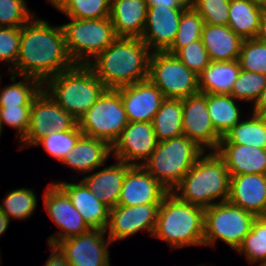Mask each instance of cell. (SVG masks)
<instances>
[{
	"label": "cell",
	"instance_id": "cell-6",
	"mask_svg": "<svg viewBox=\"0 0 266 266\" xmlns=\"http://www.w3.org/2000/svg\"><path fill=\"white\" fill-rule=\"evenodd\" d=\"M204 152L195 142L182 135L157 142L149 159L141 165L172 192Z\"/></svg>",
	"mask_w": 266,
	"mask_h": 266
},
{
	"label": "cell",
	"instance_id": "cell-34",
	"mask_svg": "<svg viewBox=\"0 0 266 266\" xmlns=\"http://www.w3.org/2000/svg\"><path fill=\"white\" fill-rule=\"evenodd\" d=\"M236 251L244 253L250 263L260 262L257 266L266 265V216L256 217L250 232Z\"/></svg>",
	"mask_w": 266,
	"mask_h": 266
},
{
	"label": "cell",
	"instance_id": "cell-30",
	"mask_svg": "<svg viewBox=\"0 0 266 266\" xmlns=\"http://www.w3.org/2000/svg\"><path fill=\"white\" fill-rule=\"evenodd\" d=\"M206 100L215 131L223 137L240 122L241 113L236 105V99L230 94H206Z\"/></svg>",
	"mask_w": 266,
	"mask_h": 266
},
{
	"label": "cell",
	"instance_id": "cell-29",
	"mask_svg": "<svg viewBox=\"0 0 266 266\" xmlns=\"http://www.w3.org/2000/svg\"><path fill=\"white\" fill-rule=\"evenodd\" d=\"M182 99L165 98L154 115L152 125L158 142L183 134Z\"/></svg>",
	"mask_w": 266,
	"mask_h": 266
},
{
	"label": "cell",
	"instance_id": "cell-16",
	"mask_svg": "<svg viewBox=\"0 0 266 266\" xmlns=\"http://www.w3.org/2000/svg\"><path fill=\"white\" fill-rule=\"evenodd\" d=\"M152 122H129L114 142V158L129 165H141L149 159L157 145ZM137 162V163H136Z\"/></svg>",
	"mask_w": 266,
	"mask_h": 266
},
{
	"label": "cell",
	"instance_id": "cell-46",
	"mask_svg": "<svg viewBox=\"0 0 266 266\" xmlns=\"http://www.w3.org/2000/svg\"><path fill=\"white\" fill-rule=\"evenodd\" d=\"M148 7L163 6V7H189L190 0H146Z\"/></svg>",
	"mask_w": 266,
	"mask_h": 266
},
{
	"label": "cell",
	"instance_id": "cell-23",
	"mask_svg": "<svg viewBox=\"0 0 266 266\" xmlns=\"http://www.w3.org/2000/svg\"><path fill=\"white\" fill-rule=\"evenodd\" d=\"M216 153L230 175L266 174V149L240 144H219Z\"/></svg>",
	"mask_w": 266,
	"mask_h": 266
},
{
	"label": "cell",
	"instance_id": "cell-22",
	"mask_svg": "<svg viewBox=\"0 0 266 266\" xmlns=\"http://www.w3.org/2000/svg\"><path fill=\"white\" fill-rule=\"evenodd\" d=\"M147 10L146 0H111L109 17L115 35L141 38Z\"/></svg>",
	"mask_w": 266,
	"mask_h": 266
},
{
	"label": "cell",
	"instance_id": "cell-14",
	"mask_svg": "<svg viewBox=\"0 0 266 266\" xmlns=\"http://www.w3.org/2000/svg\"><path fill=\"white\" fill-rule=\"evenodd\" d=\"M183 134L201 149L216 151L222 137L215 131L207 109L206 94L182 99Z\"/></svg>",
	"mask_w": 266,
	"mask_h": 266
},
{
	"label": "cell",
	"instance_id": "cell-3",
	"mask_svg": "<svg viewBox=\"0 0 266 266\" xmlns=\"http://www.w3.org/2000/svg\"><path fill=\"white\" fill-rule=\"evenodd\" d=\"M230 177L224 160L216 151L207 155L204 152L172 193L184 202L205 209L212 204L228 201ZM215 199L219 201L214 202Z\"/></svg>",
	"mask_w": 266,
	"mask_h": 266
},
{
	"label": "cell",
	"instance_id": "cell-20",
	"mask_svg": "<svg viewBox=\"0 0 266 266\" xmlns=\"http://www.w3.org/2000/svg\"><path fill=\"white\" fill-rule=\"evenodd\" d=\"M228 201L254 214L266 216V174L230 175Z\"/></svg>",
	"mask_w": 266,
	"mask_h": 266
},
{
	"label": "cell",
	"instance_id": "cell-17",
	"mask_svg": "<svg viewBox=\"0 0 266 266\" xmlns=\"http://www.w3.org/2000/svg\"><path fill=\"white\" fill-rule=\"evenodd\" d=\"M188 7H148L141 39L151 52H166L173 44L182 13Z\"/></svg>",
	"mask_w": 266,
	"mask_h": 266
},
{
	"label": "cell",
	"instance_id": "cell-28",
	"mask_svg": "<svg viewBox=\"0 0 266 266\" xmlns=\"http://www.w3.org/2000/svg\"><path fill=\"white\" fill-rule=\"evenodd\" d=\"M265 8L252 0H231L228 26L243 39L256 38Z\"/></svg>",
	"mask_w": 266,
	"mask_h": 266
},
{
	"label": "cell",
	"instance_id": "cell-48",
	"mask_svg": "<svg viewBox=\"0 0 266 266\" xmlns=\"http://www.w3.org/2000/svg\"><path fill=\"white\" fill-rule=\"evenodd\" d=\"M256 39L266 44V8L261 14L259 30Z\"/></svg>",
	"mask_w": 266,
	"mask_h": 266
},
{
	"label": "cell",
	"instance_id": "cell-36",
	"mask_svg": "<svg viewBox=\"0 0 266 266\" xmlns=\"http://www.w3.org/2000/svg\"><path fill=\"white\" fill-rule=\"evenodd\" d=\"M0 209L8 218L25 219L32 215L37 207V199L32 189L20 188L10 191L2 200Z\"/></svg>",
	"mask_w": 266,
	"mask_h": 266
},
{
	"label": "cell",
	"instance_id": "cell-7",
	"mask_svg": "<svg viewBox=\"0 0 266 266\" xmlns=\"http://www.w3.org/2000/svg\"><path fill=\"white\" fill-rule=\"evenodd\" d=\"M69 19L71 22L62 27L67 52L75 65H88L117 38L110 17Z\"/></svg>",
	"mask_w": 266,
	"mask_h": 266
},
{
	"label": "cell",
	"instance_id": "cell-13",
	"mask_svg": "<svg viewBox=\"0 0 266 266\" xmlns=\"http://www.w3.org/2000/svg\"><path fill=\"white\" fill-rule=\"evenodd\" d=\"M44 205L50 218L62 230L57 234L58 237L52 235L48 238L49 245L55 246L59 241L81 235L91 229L67 194L54 182L44 193Z\"/></svg>",
	"mask_w": 266,
	"mask_h": 266
},
{
	"label": "cell",
	"instance_id": "cell-24",
	"mask_svg": "<svg viewBox=\"0 0 266 266\" xmlns=\"http://www.w3.org/2000/svg\"><path fill=\"white\" fill-rule=\"evenodd\" d=\"M131 165L119 161L96 173L86 176L81 181L100 202L110 209L118 205L126 171Z\"/></svg>",
	"mask_w": 266,
	"mask_h": 266
},
{
	"label": "cell",
	"instance_id": "cell-27",
	"mask_svg": "<svg viewBox=\"0 0 266 266\" xmlns=\"http://www.w3.org/2000/svg\"><path fill=\"white\" fill-rule=\"evenodd\" d=\"M240 70L238 60L211 61L198 75L199 93L230 94Z\"/></svg>",
	"mask_w": 266,
	"mask_h": 266
},
{
	"label": "cell",
	"instance_id": "cell-49",
	"mask_svg": "<svg viewBox=\"0 0 266 266\" xmlns=\"http://www.w3.org/2000/svg\"><path fill=\"white\" fill-rule=\"evenodd\" d=\"M9 222L8 216L0 209V236L7 230Z\"/></svg>",
	"mask_w": 266,
	"mask_h": 266
},
{
	"label": "cell",
	"instance_id": "cell-1",
	"mask_svg": "<svg viewBox=\"0 0 266 266\" xmlns=\"http://www.w3.org/2000/svg\"><path fill=\"white\" fill-rule=\"evenodd\" d=\"M35 18L21 27L17 62L10 68L12 82L15 76H26L44 83L75 65L67 52L62 25L52 27L48 21Z\"/></svg>",
	"mask_w": 266,
	"mask_h": 266
},
{
	"label": "cell",
	"instance_id": "cell-35",
	"mask_svg": "<svg viewBox=\"0 0 266 266\" xmlns=\"http://www.w3.org/2000/svg\"><path fill=\"white\" fill-rule=\"evenodd\" d=\"M203 26V18L190 5L182 13L175 40L166 52L175 55L181 48L185 47L189 43L201 40Z\"/></svg>",
	"mask_w": 266,
	"mask_h": 266
},
{
	"label": "cell",
	"instance_id": "cell-18",
	"mask_svg": "<svg viewBox=\"0 0 266 266\" xmlns=\"http://www.w3.org/2000/svg\"><path fill=\"white\" fill-rule=\"evenodd\" d=\"M168 193L142 165H131L126 171L118 205L161 204Z\"/></svg>",
	"mask_w": 266,
	"mask_h": 266
},
{
	"label": "cell",
	"instance_id": "cell-12",
	"mask_svg": "<svg viewBox=\"0 0 266 266\" xmlns=\"http://www.w3.org/2000/svg\"><path fill=\"white\" fill-rule=\"evenodd\" d=\"M106 231L90 229L87 232L59 241L55 246L70 266H110ZM108 244H107V243Z\"/></svg>",
	"mask_w": 266,
	"mask_h": 266
},
{
	"label": "cell",
	"instance_id": "cell-40",
	"mask_svg": "<svg viewBox=\"0 0 266 266\" xmlns=\"http://www.w3.org/2000/svg\"><path fill=\"white\" fill-rule=\"evenodd\" d=\"M231 0H190V5L211 25H228Z\"/></svg>",
	"mask_w": 266,
	"mask_h": 266
},
{
	"label": "cell",
	"instance_id": "cell-38",
	"mask_svg": "<svg viewBox=\"0 0 266 266\" xmlns=\"http://www.w3.org/2000/svg\"><path fill=\"white\" fill-rule=\"evenodd\" d=\"M265 86L266 75L241 69L230 95L239 101H253L255 104Z\"/></svg>",
	"mask_w": 266,
	"mask_h": 266
},
{
	"label": "cell",
	"instance_id": "cell-5",
	"mask_svg": "<svg viewBox=\"0 0 266 266\" xmlns=\"http://www.w3.org/2000/svg\"><path fill=\"white\" fill-rule=\"evenodd\" d=\"M43 89L78 121L107 88L88 65H74L47 79Z\"/></svg>",
	"mask_w": 266,
	"mask_h": 266
},
{
	"label": "cell",
	"instance_id": "cell-42",
	"mask_svg": "<svg viewBox=\"0 0 266 266\" xmlns=\"http://www.w3.org/2000/svg\"><path fill=\"white\" fill-rule=\"evenodd\" d=\"M176 57L190 70L199 75L211 62L201 40H196L181 48Z\"/></svg>",
	"mask_w": 266,
	"mask_h": 266
},
{
	"label": "cell",
	"instance_id": "cell-32",
	"mask_svg": "<svg viewBox=\"0 0 266 266\" xmlns=\"http://www.w3.org/2000/svg\"><path fill=\"white\" fill-rule=\"evenodd\" d=\"M69 18L101 19L110 15L111 0H48Z\"/></svg>",
	"mask_w": 266,
	"mask_h": 266
},
{
	"label": "cell",
	"instance_id": "cell-50",
	"mask_svg": "<svg viewBox=\"0 0 266 266\" xmlns=\"http://www.w3.org/2000/svg\"><path fill=\"white\" fill-rule=\"evenodd\" d=\"M258 116L262 119V121L266 125V110L262 111Z\"/></svg>",
	"mask_w": 266,
	"mask_h": 266
},
{
	"label": "cell",
	"instance_id": "cell-2",
	"mask_svg": "<svg viewBox=\"0 0 266 266\" xmlns=\"http://www.w3.org/2000/svg\"><path fill=\"white\" fill-rule=\"evenodd\" d=\"M151 53L141 38L117 37L88 66L107 89H117L148 79Z\"/></svg>",
	"mask_w": 266,
	"mask_h": 266
},
{
	"label": "cell",
	"instance_id": "cell-52",
	"mask_svg": "<svg viewBox=\"0 0 266 266\" xmlns=\"http://www.w3.org/2000/svg\"><path fill=\"white\" fill-rule=\"evenodd\" d=\"M1 133H2V126H1V123H0V135H1Z\"/></svg>",
	"mask_w": 266,
	"mask_h": 266
},
{
	"label": "cell",
	"instance_id": "cell-25",
	"mask_svg": "<svg viewBox=\"0 0 266 266\" xmlns=\"http://www.w3.org/2000/svg\"><path fill=\"white\" fill-rule=\"evenodd\" d=\"M201 41L211 61L238 60L244 39L228 25L204 23Z\"/></svg>",
	"mask_w": 266,
	"mask_h": 266
},
{
	"label": "cell",
	"instance_id": "cell-11",
	"mask_svg": "<svg viewBox=\"0 0 266 266\" xmlns=\"http://www.w3.org/2000/svg\"><path fill=\"white\" fill-rule=\"evenodd\" d=\"M77 124L78 121L42 89L32 102L29 127L20 141L23 146H34L49 132L69 131Z\"/></svg>",
	"mask_w": 266,
	"mask_h": 266
},
{
	"label": "cell",
	"instance_id": "cell-9",
	"mask_svg": "<svg viewBox=\"0 0 266 266\" xmlns=\"http://www.w3.org/2000/svg\"><path fill=\"white\" fill-rule=\"evenodd\" d=\"M128 123L121 95L116 89H106L78 120L79 129L85 136L105 140L111 146Z\"/></svg>",
	"mask_w": 266,
	"mask_h": 266
},
{
	"label": "cell",
	"instance_id": "cell-4",
	"mask_svg": "<svg viewBox=\"0 0 266 266\" xmlns=\"http://www.w3.org/2000/svg\"><path fill=\"white\" fill-rule=\"evenodd\" d=\"M152 235L166 241L171 248L204 245V208L169 192L160 204Z\"/></svg>",
	"mask_w": 266,
	"mask_h": 266
},
{
	"label": "cell",
	"instance_id": "cell-37",
	"mask_svg": "<svg viewBox=\"0 0 266 266\" xmlns=\"http://www.w3.org/2000/svg\"><path fill=\"white\" fill-rule=\"evenodd\" d=\"M83 135L77 124L69 131L49 132L46 136L39 139L34 146L43 145L46 152L57 160L62 161Z\"/></svg>",
	"mask_w": 266,
	"mask_h": 266
},
{
	"label": "cell",
	"instance_id": "cell-26",
	"mask_svg": "<svg viewBox=\"0 0 266 266\" xmlns=\"http://www.w3.org/2000/svg\"><path fill=\"white\" fill-rule=\"evenodd\" d=\"M110 154L112 147L108 142L83 135L61 162L78 172L89 173L103 165Z\"/></svg>",
	"mask_w": 266,
	"mask_h": 266
},
{
	"label": "cell",
	"instance_id": "cell-33",
	"mask_svg": "<svg viewBox=\"0 0 266 266\" xmlns=\"http://www.w3.org/2000/svg\"><path fill=\"white\" fill-rule=\"evenodd\" d=\"M22 77L21 81L0 90V107L32 106L33 100L43 89V83L33 77Z\"/></svg>",
	"mask_w": 266,
	"mask_h": 266
},
{
	"label": "cell",
	"instance_id": "cell-47",
	"mask_svg": "<svg viewBox=\"0 0 266 266\" xmlns=\"http://www.w3.org/2000/svg\"><path fill=\"white\" fill-rule=\"evenodd\" d=\"M253 106L254 110L252 113L256 115H259L262 111L266 110V86Z\"/></svg>",
	"mask_w": 266,
	"mask_h": 266
},
{
	"label": "cell",
	"instance_id": "cell-10",
	"mask_svg": "<svg viewBox=\"0 0 266 266\" xmlns=\"http://www.w3.org/2000/svg\"><path fill=\"white\" fill-rule=\"evenodd\" d=\"M148 79L165 98L184 99L199 93L198 75L168 52L151 53Z\"/></svg>",
	"mask_w": 266,
	"mask_h": 266
},
{
	"label": "cell",
	"instance_id": "cell-8",
	"mask_svg": "<svg viewBox=\"0 0 266 266\" xmlns=\"http://www.w3.org/2000/svg\"><path fill=\"white\" fill-rule=\"evenodd\" d=\"M256 216L229 201L215 203L204 209V237L206 246H215L221 239L237 250L250 232Z\"/></svg>",
	"mask_w": 266,
	"mask_h": 266
},
{
	"label": "cell",
	"instance_id": "cell-43",
	"mask_svg": "<svg viewBox=\"0 0 266 266\" xmlns=\"http://www.w3.org/2000/svg\"><path fill=\"white\" fill-rule=\"evenodd\" d=\"M21 27H0V61L15 67L19 54Z\"/></svg>",
	"mask_w": 266,
	"mask_h": 266
},
{
	"label": "cell",
	"instance_id": "cell-31",
	"mask_svg": "<svg viewBox=\"0 0 266 266\" xmlns=\"http://www.w3.org/2000/svg\"><path fill=\"white\" fill-rule=\"evenodd\" d=\"M219 144H240L266 149V125L258 115L252 113L251 118L241 120L227 132Z\"/></svg>",
	"mask_w": 266,
	"mask_h": 266
},
{
	"label": "cell",
	"instance_id": "cell-15",
	"mask_svg": "<svg viewBox=\"0 0 266 266\" xmlns=\"http://www.w3.org/2000/svg\"><path fill=\"white\" fill-rule=\"evenodd\" d=\"M160 204H141L135 206L117 205L109 211L108 239L114 242L125 239L138 231L153 233Z\"/></svg>",
	"mask_w": 266,
	"mask_h": 266
},
{
	"label": "cell",
	"instance_id": "cell-19",
	"mask_svg": "<svg viewBox=\"0 0 266 266\" xmlns=\"http://www.w3.org/2000/svg\"><path fill=\"white\" fill-rule=\"evenodd\" d=\"M129 122H152L165 99L163 93L149 80L116 89Z\"/></svg>",
	"mask_w": 266,
	"mask_h": 266
},
{
	"label": "cell",
	"instance_id": "cell-44",
	"mask_svg": "<svg viewBox=\"0 0 266 266\" xmlns=\"http://www.w3.org/2000/svg\"><path fill=\"white\" fill-rule=\"evenodd\" d=\"M32 106L0 107V123H4L18 130L20 140L25 136L30 123Z\"/></svg>",
	"mask_w": 266,
	"mask_h": 266
},
{
	"label": "cell",
	"instance_id": "cell-45",
	"mask_svg": "<svg viewBox=\"0 0 266 266\" xmlns=\"http://www.w3.org/2000/svg\"><path fill=\"white\" fill-rule=\"evenodd\" d=\"M51 254L44 266H70L64 255L54 245H49Z\"/></svg>",
	"mask_w": 266,
	"mask_h": 266
},
{
	"label": "cell",
	"instance_id": "cell-21",
	"mask_svg": "<svg viewBox=\"0 0 266 266\" xmlns=\"http://www.w3.org/2000/svg\"><path fill=\"white\" fill-rule=\"evenodd\" d=\"M56 184L67 194L73 206L91 229H106L110 208L100 202L82 181L79 183L61 181Z\"/></svg>",
	"mask_w": 266,
	"mask_h": 266
},
{
	"label": "cell",
	"instance_id": "cell-51",
	"mask_svg": "<svg viewBox=\"0 0 266 266\" xmlns=\"http://www.w3.org/2000/svg\"><path fill=\"white\" fill-rule=\"evenodd\" d=\"M252 1L266 7V0H252Z\"/></svg>",
	"mask_w": 266,
	"mask_h": 266
},
{
	"label": "cell",
	"instance_id": "cell-39",
	"mask_svg": "<svg viewBox=\"0 0 266 266\" xmlns=\"http://www.w3.org/2000/svg\"><path fill=\"white\" fill-rule=\"evenodd\" d=\"M238 62L244 71L266 75V44L256 38L244 39Z\"/></svg>",
	"mask_w": 266,
	"mask_h": 266
},
{
	"label": "cell",
	"instance_id": "cell-41",
	"mask_svg": "<svg viewBox=\"0 0 266 266\" xmlns=\"http://www.w3.org/2000/svg\"><path fill=\"white\" fill-rule=\"evenodd\" d=\"M33 16L25 0H0V27H22Z\"/></svg>",
	"mask_w": 266,
	"mask_h": 266
}]
</instances>
